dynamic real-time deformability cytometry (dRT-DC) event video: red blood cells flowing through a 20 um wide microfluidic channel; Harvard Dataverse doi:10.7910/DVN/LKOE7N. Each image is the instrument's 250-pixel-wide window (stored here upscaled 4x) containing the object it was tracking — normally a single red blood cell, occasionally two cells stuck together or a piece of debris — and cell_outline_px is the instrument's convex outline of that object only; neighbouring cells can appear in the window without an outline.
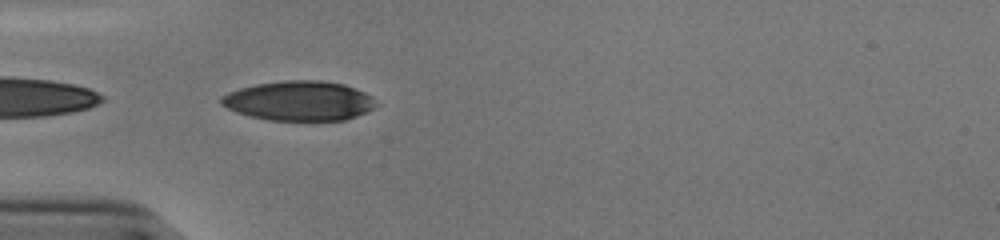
{"species": "human", "species_latin": "Homo sapiens", "temperature_condition": "cold", "stored_images_in_passage": 37, "camera_frame_rate_fps": 3000, "um_per_image_px": 0.085, "donor": {"sex": "male"}, "frame": {"image": 1, "passage_image": 1, "time_ms": 0.0, "image_size_px": [1000, 240], "cell_outline_px": [[376, 108], [356, 116], [344, 120], [268, 120], [236, 112], [220, 104], [220, 96], [228, 92], [240, 88], [256, 84], [284, 80], [320, 80], [344, 84], [364, 92], [372, 96], [376, 104]], "centroid_in_image_um": [25.42, 8.56], "position_along_channel_um": 59.6, "area_um2": 35.78}}
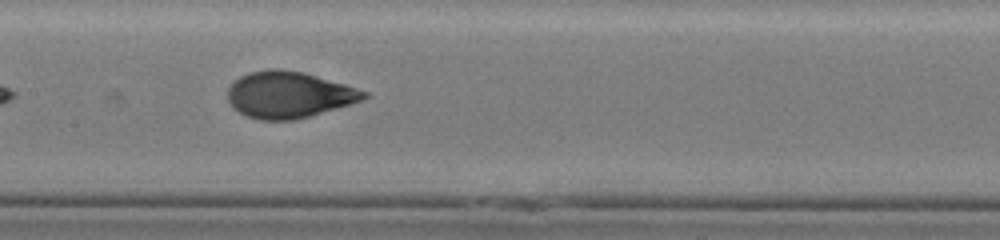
{"frame": {"image": 2, "passage_image": 11, "time_ms": 3.333, "image_size_px": [1000, 240], "cell_outline_px": [[368, 96], [360, 100], [348, 104], [296, 120], [260, 120], [248, 116], [232, 108], [228, 100], [228, 88], [240, 76], [248, 72], [272, 68], [276, 68], [304, 72], [344, 84], [368, 92]], "centroid_in_image_um": [24.51, 8.04], "position_along_channel_um": 182.9, "area_um2": 36.53}}
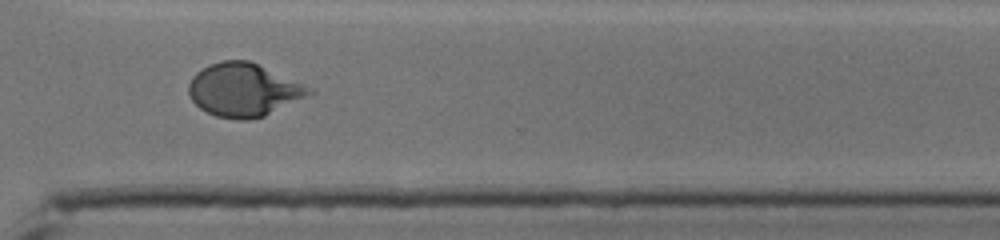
{"frame": {"image": 3, "passage_image": 24, "time_ms": 7.667, "image_size_px": [1000, 240], "cell_outline_px": [[316, 92], [264, 116], [248, 120], [236, 120], [216, 116], [200, 108], [192, 100], [188, 92], [188, 84], [192, 76], [196, 72], [208, 64], [220, 60], [248, 60], [304, 84]], "centroid_in_image_um": [20.68, 7.64], "position_along_channel_um": 349.9, "area_um2": 37.28}, "authors_computed_cell_mechanics": {"area_um2": 36.5874, "velocity_mm_per_s": 3.8615, "shape_relaxation_time_tau1_ms": 4.0075, "shape_relaxation_time_tau2_ms": null, "deformation_change_tau1": 0.2053, "deformation_change_tau2": null}}